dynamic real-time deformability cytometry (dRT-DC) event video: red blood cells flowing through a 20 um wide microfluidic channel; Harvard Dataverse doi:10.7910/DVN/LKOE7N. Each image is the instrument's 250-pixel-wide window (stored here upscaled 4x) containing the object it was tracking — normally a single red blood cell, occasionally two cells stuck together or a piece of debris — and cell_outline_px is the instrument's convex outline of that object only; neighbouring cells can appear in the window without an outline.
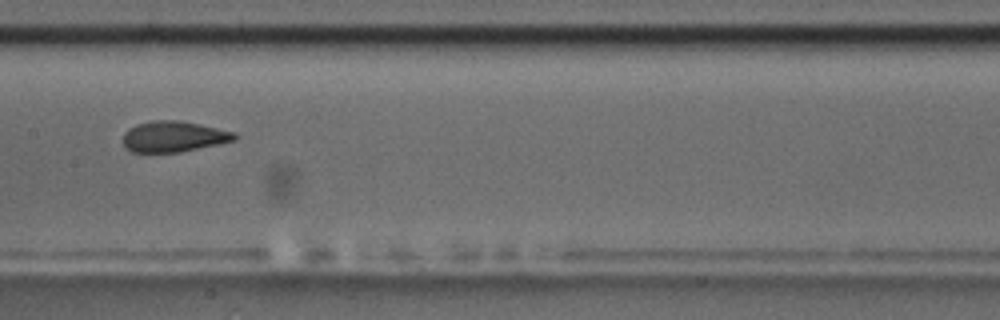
{"species": "common noctule bat (a hibernating species)", "species_latin": "Nyctalus noctula", "temperature_condition": "room temperature", "stored_images_in_passage": 7, "camera_frame_rate_fps": 3000, "um_per_image_px": 0.085, "animal": {"sex": "male", "body_mass_g": 17.5, "forearm_length_mm": 52.3}, "frame": {"image": 1, "passage_image": 6, "time_ms": 6.667, "image_size_px": [1000, 320], "cell_outline_px": [[240, 136], [236, 140], [180, 152], [132, 152], [124, 148], [124, 132], [128, 128], [136, 124], [152, 120], [180, 120], [200, 124], [236, 132]], "centroid_in_image_um": [14.77, 11.6], "position_along_channel_um": 192.6, "area_um2": 20.23}}
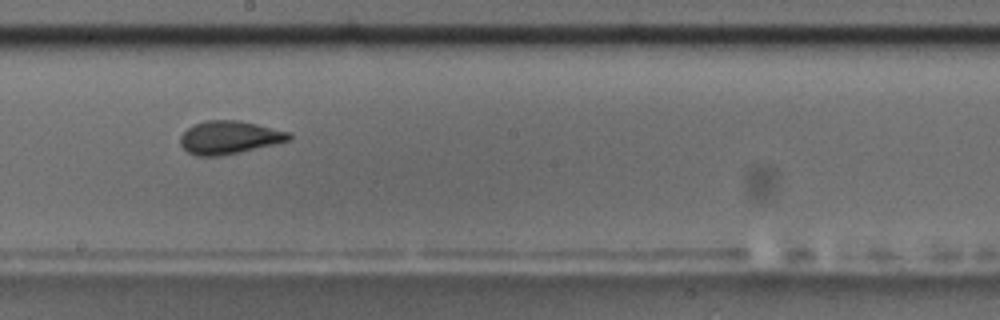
{"frame": {"image": 2, "passage_image": 7, "time_ms": 7.667, "image_size_px": [1000, 320], "cell_outline_px": [[292, 136], [288, 140], [240, 152], [220, 156], [196, 156], [188, 152], [180, 144], [180, 136], [188, 128], [196, 124], [208, 120], [240, 120], [292, 132]], "centroid_in_image_um": [19.49, 11.68], "position_along_channel_um": 228.7, "area_um2": 20.81}}